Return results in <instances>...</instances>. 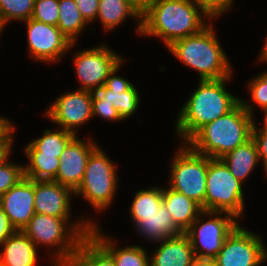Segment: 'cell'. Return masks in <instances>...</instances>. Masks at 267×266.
Instances as JSON below:
<instances>
[{"label": "cell", "mask_w": 267, "mask_h": 266, "mask_svg": "<svg viewBox=\"0 0 267 266\" xmlns=\"http://www.w3.org/2000/svg\"><path fill=\"white\" fill-rule=\"evenodd\" d=\"M212 18L194 0H153L142 15L141 36L161 38L168 47L172 42L200 33Z\"/></svg>", "instance_id": "obj_1"}, {"label": "cell", "mask_w": 267, "mask_h": 266, "mask_svg": "<svg viewBox=\"0 0 267 266\" xmlns=\"http://www.w3.org/2000/svg\"><path fill=\"white\" fill-rule=\"evenodd\" d=\"M240 98L230 112L201 127L186 143L197 153L221 159L251 139L253 107Z\"/></svg>", "instance_id": "obj_2"}, {"label": "cell", "mask_w": 267, "mask_h": 266, "mask_svg": "<svg viewBox=\"0 0 267 266\" xmlns=\"http://www.w3.org/2000/svg\"><path fill=\"white\" fill-rule=\"evenodd\" d=\"M231 77L199 80L198 87L184 103L176 121V134L185 143L205 124L233 110L240 98L225 88Z\"/></svg>", "instance_id": "obj_3"}, {"label": "cell", "mask_w": 267, "mask_h": 266, "mask_svg": "<svg viewBox=\"0 0 267 266\" xmlns=\"http://www.w3.org/2000/svg\"><path fill=\"white\" fill-rule=\"evenodd\" d=\"M69 220L70 218L35 213L22 229L37 247L39 245L56 247L57 251H53L54 257L51 258L53 266H64L77 251L81 241L89 235L91 227L97 225L94 220L88 221L83 218L74 223H69L71 222Z\"/></svg>", "instance_id": "obj_4"}, {"label": "cell", "mask_w": 267, "mask_h": 266, "mask_svg": "<svg viewBox=\"0 0 267 266\" xmlns=\"http://www.w3.org/2000/svg\"><path fill=\"white\" fill-rule=\"evenodd\" d=\"M214 32L211 23L200 33L178 39L167 47L183 64L196 70L200 80L231 77L233 73Z\"/></svg>", "instance_id": "obj_5"}, {"label": "cell", "mask_w": 267, "mask_h": 266, "mask_svg": "<svg viewBox=\"0 0 267 266\" xmlns=\"http://www.w3.org/2000/svg\"><path fill=\"white\" fill-rule=\"evenodd\" d=\"M242 185L221 159L208 157L205 211L229 213L239 220L245 208Z\"/></svg>", "instance_id": "obj_6"}, {"label": "cell", "mask_w": 267, "mask_h": 266, "mask_svg": "<svg viewBox=\"0 0 267 266\" xmlns=\"http://www.w3.org/2000/svg\"><path fill=\"white\" fill-rule=\"evenodd\" d=\"M118 187L117 168L98 146L86 164L83 180L74 192L81 194L97 211L109 208Z\"/></svg>", "instance_id": "obj_7"}, {"label": "cell", "mask_w": 267, "mask_h": 266, "mask_svg": "<svg viewBox=\"0 0 267 266\" xmlns=\"http://www.w3.org/2000/svg\"><path fill=\"white\" fill-rule=\"evenodd\" d=\"M208 156L197 153L187 143L172 159L170 188L197 202L205 211Z\"/></svg>", "instance_id": "obj_8"}, {"label": "cell", "mask_w": 267, "mask_h": 266, "mask_svg": "<svg viewBox=\"0 0 267 266\" xmlns=\"http://www.w3.org/2000/svg\"><path fill=\"white\" fill-rule=\"evenodd\" d=\"M206 216L208 221H203ZM238 224V220L232 214L202 211L184 232L191 241L195 258L214 260L227 236Z\"/></svg>", "instance_id": "obj_9"}, {"label": "cell", "mask_w": 267, "mask_h": 266, "mask_svg": "<svg viewBox=\"0 0 267 266\" xmlns=\"http://www.w3.org/2000/svg\"><path fill=\"white\" fill-rule=\"evenodd\" d=\"M262 238L238 224L213 260L215 266H259L267 260Z\"/></svg>", "instance_id": "obj_10"}, {"label": "cell", "mask_w": 267, "mask_h": 266, "mask_svg": "<svg viewBox=\"0 0 267 266\" xmlns=\"http://www.w3.org/2000/svg\"><path fill=\"white\" fill-rule=\"evenodd\" d=\"M73 60L81 83L78 89L94 92L105 84L109 73L124 59L107 45L101 44L96 48L78 51Z\"/></svg>", "instance_id": "obj_11"}, {"label": "cell", "mask_w": 267, "mask_h": 266, "mask_svg": "<svg viewBox=\"0 0 267 266\" xmlns=\"http://www.w3.org/2000/svg\"><path fill=\"white\" fill-rule=\"evenodd\" d=\"M24 23L27 25V45L30 55L37 61L58 62L75 45L57 26L32 18Z\"/></svg>", "instance_id": "obj_12"}, {"label": "cell", "mask_w": 267, "mask_h": 266, "mask_svg": "<svg viewBox=\"0 0 267 266\" xmlns=\"http://www.w3.org/2000/svg\"><path fill=\"white\" fill-rule=\"evenodd\" d=\"M45 115L60 128L77 135L76 128L92 118V92L78 89L60 95Z\"/></svg>", "instance_id": "obj_13"}, {"label": "cell", "mask_w": 267, "mask_h": 266, "mask_svg": "<svg viewBox=\"0 0 267 266\" xmlns=\"http://www.w3.org/2000/svg\"><path fill=\"white\" fill-rule=\"evenodd\" d=\"M97 147L91 139L87 142L76 135L60 155L59 168L53 181L75 192L83 180L88 159Z\"/></svg>", "instance_id": "obj_14"}, {"label": "cell", "mask_w": 267, "mask_h": 266, "mask_svg": "<svg viewBox=\"0 0 267 266\" xmlns=\"http://www.w3.org/2000/svg\"><path fill=\"white\" fill-rule=\"evenodd\" d=\"M0 207L16 230L22 229L35 215L34 180L23 177L0 196Z\"/></svg>", "instance_id": "obj_15"}, {"label": "cell", "mask_w": 267, "mask_h": 266, "mask_svg": "<svg viewBox=\"0 0 267 266\" xmlns=\"http://www.w3.org/2000/svg\"><path fill=\"white\" fill-rule=\"evenodd\" d=\"M74 192L53 180H34L35 213L70 218Z\"/></svg>", "instance_id": "obj_16"}, {"label": "cell", "mask_w": 267, "mask_h": 266, "mask_svg": "<svg viewBox=\"0 0 267 266\" xmlns=\"http://www.w3.org/2000/svg\"><path fill=\"white\" fill-rule=\"evenodd\" d=\"M123 60L109 73L103 86L97 91L113 104L124 120L133 115L140 104V96L136 87L126 78L116 76Z\"/></svg>", "instance_id": "obj_17"}, {"label": "cell", "mask_w": 267, "mask_h": 266, "mask_svg": "<svg viewBox=\"0 0 267 266\" xmlns=\"http://www.w3.org/2000/svg\"><path fill=\"white\" fill-rule=\"evenodd\" d=\"M150 256V266H191L195 259L189 237L183 233L174 238H167Z\"/></svg>", "instance_id": "obj_18"}, {"label": "cell", "mask_w": 267, "mask_h": 266, "mask_svg": "<svg viewBox=\"0 0 267 266\" xmlns=\"http://www.w3.org/2000/svg\"><path fill=\"white\" fill-rule=\"evenodd\" d=\"M0 262L3 266H36L37 246L20 230H16L1 246Z\"/></svg>", "instance_id": "obj_19"}, {"label": "cell", "mask_w": 267, "mask_h": 266, "mask_svg": "<svg viewBox=\"0 0 267 266\" xmlns=\"http://www.w3.org/2000/svg\"><path fill=\"white\" fill-rule=\"evenodd\" d=\"M98 225L92 226L89 235L113 258L116 266H150V257L142 246L133 245L117 249L116 243L102 233Z\"/></svg>", "instance_id": "obj_20"}, {"label": "cell", "mask_w": 267, "mask_h": 266, "mask_svg": "<svg viewBox=\"0 0 267 266\" xmlns=\"http://www.w3.org/2000/svg\"><path fill=\"white\" fill-rule=\"evenodd\" d=\"M164 188L162 187L163 204L175 224L185 232L203 210L193 199L174 189Z\"/></svg>", "instance_id": "obj_21"}, {"label": "cell", "mask_w": 267, "mask_h": 266, "mask_svg": "<svg viewBox=\"0 0 267 266\" xmlns=\"http://www.w3.org/2000/svg\"><path fill=\"white\" fill-rule=\"evenodd\" d=\"M140 235L150 241L160 242L167 238L177 237L184 232L175 224L172 216L163 204L158 212L151 216H141V221L135 225Z\"/></svg>", "instance_id": "obj_22"}, {"label": "cell", "mask_w": 267, "mask_h": 266, "mask_svg": "<svg viewBox=\"0 0 267 266\" xmlns=\"http://www.w3.org/2000/svg\"><path fill=\"white\" fill-rule=\"evenodd\" d=\"M137 20L136 30L141 34L142 15L125 0H99L97 17L105 31L112 30L127 18ZM124 20V21H123Z\"/></svg>", "instance_id": "obj_23"}, {"label": "cell", "mask_w": 267, "mask_h": 266, "mask_svg": "<svg viewBox=\"0 0 267 266\" xmlns=\"http://www.w3.org/2000/svg\"><path fill=\"white\" fill-rule=\"evenodd\" d=\"M221 160L235 178L243 183L258 164L259 157L256 144L251 138L243 145L227 153Z\"/></svg>", "instance_id": "obj_24"}, {"label": "cell", "mask_w": 267, "mask_h": 266, "mask_svg": "<svg viewBox=\"0 0 267 266\" xmlns=\"http://www.w3.org/2000/svg\"><path fill=\"white\" fill-rule=\"evenodd\" d=\"M64 266H116L113 258L90 236L79 244L77 251Z\"/></svg>", "instance_id": "obj_25"}, {"label": "cell", "mask_w": 267, "mask_h": 266, "mask_svg": "<svg viewBox=\"0 0 267 266\" xmlns=\"http://www.w3.org/2000/svg\"><path fill=\"white\" fill-rule=\"evenodd\" d=\"M74 133L62 128L56 131L46 129L43 136L32 140L25 147V152H41V155H60L63 153L67 144L75 137Z\"/></svg>", "instance_id": "obj_26"}, {"label": "cell", "mask_w": 267, "mask_h": 266, "mask_svg": "<svg viewBox=\"0 0 267 266\" xmlns=\"http://www.w3.org/2000/svg\"><path fill=\"white\" fill-rule=\"evenodd\" d=\"M58 8L59 19L57 27L71 43H75L78 34L84 30L88 22L78 10L74 0H59Z\"/></svg>", "instance_id": "obj_27"}, {"label": "cell", "mask_w": 267, "mask_h": 266, "mask_svg": "<svg viewBox=\"0 0 267 266\" xmlns=\"http://www.w3.org/2000/svg\"><path fill=\"white\" fill-rule=\"evenodd\" d=\"M29 163L23 165L24 177L32 180H54L59 168L57 155H41V152H25Z\"/></svg>", "instance_id": "obj_28"}, {"label": "cell", "mask_w": 267, "mask_h": 266, "mask_svg": "<svg viewBox=\"0 0 267 266\" xmlns=\"http://www.w3.org/2000/svg\"><path fill=\"white\" fill-rule=\"evenodd\" d=\"M163 205L162 187H149L137 191L130 207V217L135 226L141 221V216H151Z\"/></svg>", "instance_id": "obj_29"}, {"label": "cell", "mask_w": 267, "mask_h": 266, "mask_svg": "<svg viewBox=\"0 0 267 266\" xmlns=\"http://www.w3.org/2000/svg\"><path fill=\"white\" fill-rule=\"evenodd\" d=\"M35 0H0V24L5 28L11 20L27 21L31 18Z\"/></svg>", "instance_id": "obj_30"}, {"label": "cell", "mask_w": 267, "mask_h": 266, "mask_svg": "<svg viewBox=\"0 0 267 266\" xmlns=\"http://www.w3.org/2000/svg\"><path fill=\"white\" fill-rule=\"evenodd\" d=\"M59 0H35L32 19L57 26L59 19Z\"/></svg>", "instance_id": "obj_31"}, {"label": "cell", "mask_w": 267, "mask_h": 266, "mask_svg": "<svg viewBox=\"0 0 267 266\" xmlns=\"http://www.w3.org/2000/svg\"><path fill=\"white\" fill-rule=\"evenodd\" d=\"M24 177V168L21 164L8 161L0 164V196L16 185Z\"/></svg>", "instance_id": "obj_32"}, {"label": "cell", "mask_w": 267, "mask_h": 266, "mask_svg": "<svg viewBox=\"0 0 267 266\" xmlns=\"http://www.w3.org/2000/svg\"><path fill=\"white\" fill-rule=\"evenodd\" d=\"M96 115L108 121H123L113 104L98 91L92 92V117Z\"/></svg>", "instance_id": "obj_33"}, {"label": "cell", "mask_w": 267, "mask_h": 266, "mask_svg": "<svg viewBox=\"0 0 267 266\" xmlns=\"http://www.w3.org/2000/svg\"><path fill=\"white\" fill-rule=\"evenodd\" d=\"M251 99L261 110L267 108V72L259 74L248 83Z\"/></svg>", "instance_id": "obj_34"}, {"label": "cell", "mask_w": 267, "mask_h": 266, "mask_svg": "<svg viewBox=\"0 0 267 266\" xmlns=\"http://www.w3.org/2000/svg\"><path fill=\"white\" fill-rule=\"evenodd\" d=\"M212 19L225 14L231 5L233 0H194Z\"/></svg>", "instance_id": "obj_35"}, {"label": "cell", "mask_w": 267, "mask_h": 266, "mask_svg": "<svg viewBox=\"0 0 267 266\" xmlns=\"http://www.w3.org/2000/svg\"><path fill=\"white\" fill-rule=\"evenodd\" d=\"M251 138L256 144L259 160H262V165L267 175V134L260 132L255 122L252 128Z\"/></svg>", "instance_id": "obj_36"}, {"label": "cell", "mask_w": 267, "mask_h": 266, "mask_svg": "<svg viewBox=\"0 0 267 266\" xmlns=\"http://www.w3.org/2000/svg\"><path fill=\"white\" fill-rule=\"evenodd\" d=\"M84 19L91 23L96 20L99 0H74Z\"/></svg>", "instance_id": "obj_37"}, {"label": "cell", "mask_w": 267, "mask_h": 266, "mask_svg": "<svg viewBox=\"0 0 267 266\" xmlns=\"http://www.w3.org/2000/svg\"><path fill=\"white\" fill-rule=\"evenodd\" d=\"M15 127L11 124L1 135H0V164L9 158L12 150V144L14 143L13 132Z\"/></svg>", "instance_id": "obj_38"}, {"label": "cell", "mask_w": 267, "mask_h": 266, "mask_svg": "<svg viewBox=\"0 0 267 266\" xmlns=\"http://www.w3.org/2000/svg\"><path fill=\"white\" fill-rule=\"evenodd\" d=\"M15 231L16 229L10 223L8 216L0 207V246Z\"/></svg>", "instance_id": "obj_39"}, {"label": "cell", "mask_w": 267, "mask_h": 266, "mask_svg": "<svg viewBox=\"0 0 267 266\" xmlns=\"http://www.w3.org/2000/svg\"><path fill=\"white\" fill-rule=\"evenodd\" d=\"M125 1H127L141 15H143L153 0H125Z\"/></svg>", "instance_id": "obj_40"}, {"label": "cell", "mask_w": 267, "mask_h": 266, "mask_svg": "<svg viewBox=\"0 0 267 266\" xmlns=\"http://www.w3.org/2000/svg\"><path fill=\"white\" fill-rule=\"evenodd\" d=\"M191 266H215V263L213 260L195 258L192 261Z\"/></svg>", "instance_id": "obj_41"}, {"label": "cell", "mask_w": 267, "mask_h": 266, "mask_svg": "<svg viewBox=\"0 0 267 266\" xmlns=\"http://www.w3.org/2000/svg\"><path fill=\"white\" fill-rule=\"evenodd\" d=\"M10 120L0 117V135L11 125Z\"/></svg>", "instance_id": "obj_42"}, {"label": "cell", "mask_w": 267, "mask_h": 266, "mask_svg": "<svg viewBox=\"0 0 267 266\" xmlns=\"http://www.w3.org/2000/svg\"><path fill=\"white\" fill-rule=\"evenodd\" d=\"M259 59L260 61H267V36H266V40H265V43H264V46L261 50V53L259 54Z\"/></svg>", "instance_id": "obj_43"}, {"label": "cell", "mask_w": 267, "mask_h": 266, "mask_svg": "<svg viewBox=\"0 0 267 266\" xmlns=\"http://www.w3.org/2000/svg\"><path fill=\"white\" fill-rule=\"evenodd\" d=\"M262 111H264V114H265V116H264V125H262V127L261 128H258L257 127V129L260 131V132H262V133H266L267 134V108L266 109H263Z\"/></svg>", "instance_id": "obj_44"}, {"label": "cell", "mask_w": 267, "mask_h": 266, "mask_svg": "<svg viewBox=\"0 0 267 266\" xmlns=\"http://www.w3.org/2000/svg\"><path fill=\"white\" fill-rule=\"evenodd\" d=\"M2 31H3V27H2V25L0 24V36H1V34H2Z\"/></svg>", "instance_id": "obj_45"}]
</instances>
